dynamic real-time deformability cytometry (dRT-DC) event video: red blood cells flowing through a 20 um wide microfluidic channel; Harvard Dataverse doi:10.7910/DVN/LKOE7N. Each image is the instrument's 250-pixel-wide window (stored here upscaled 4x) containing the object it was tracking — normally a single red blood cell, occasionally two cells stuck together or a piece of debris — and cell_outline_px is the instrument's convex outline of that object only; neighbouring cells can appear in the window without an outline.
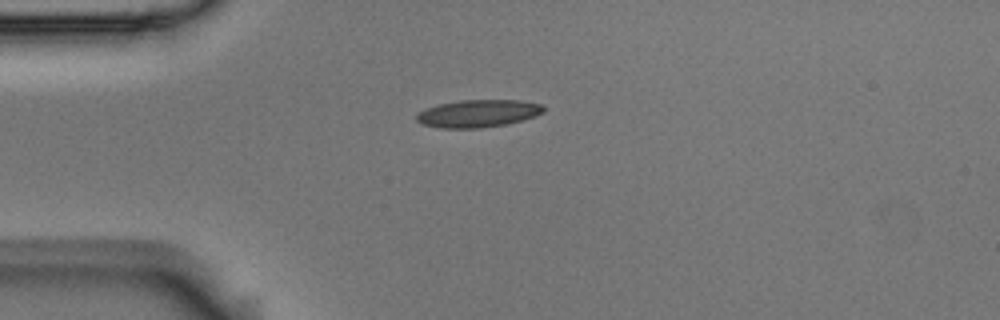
{"species": "Egyptian fruit bat (a non-hibernating species)", "species_latin": "Rousettus aegyptiacus", "temperature_condition": "room temperature", "stored_images_in_passage": 41, "camera_frame_rate_fps": 3000, "um_per_image_px": 0.085, "animal": {"sex": "male"}, "frame": {"image": 1, "passage_image": 1, "time_ms": 0.0, "image_size_px": [1000, 320], "cell_outline_px": [[544, 112], [520, 120], [504, 124], [480, 128], [440, 128], [424, 124], [416, 120], [416, 116], [420, 112], [428, 108], [440, 104], [460, 100], [520, 100], [540, 104], [544, 108]], "centroid_in_image_um": [40.62, 9.64], "position_along_channel_um": 44.4, "area_um2": 19.94}}
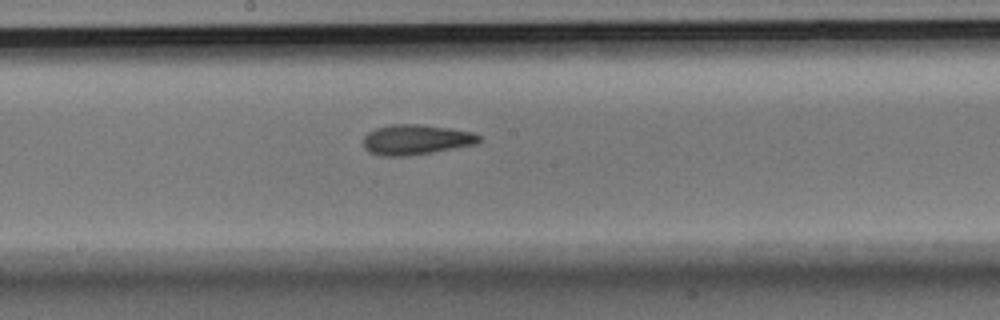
{"frame": {"image": 2, "passage_image": 16, "time_ms": 5.0, "image_size_px": [1000, 320], "cell_outline_px": [[480, 140], [476, 144], [432, 152], [404, 156], [380, 156], [368, 152], [364, 148], [364, 136], [368, 132], [376, 128], [392, 124], [416, 124], [452, 128], [472, 132], [480, 136]], "centroid_in_image_um": [35.33, 11.87], "position_along_channel_um": 212.9, "area_um2": 20.29}}
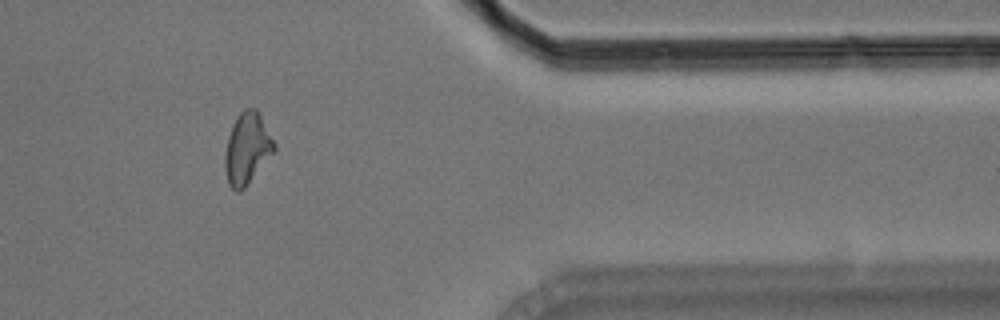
{"frame": {"image": 3, "passage_image": 32, "time_ms": 10.333, "image_size_px": [1000, 320], "cell_outline_px": [[276, 148], [244, 188], [240, 192], [236, 192], [228, 184], [224, 168], [224, 156], [228, 136], [232, 124], [236, 116], [244, 108], [256, 108], [276, 144]], "centroid_in_image_um": [20.97, 12.61], "position_along_channel_um": 390.4, "area_um2": 20.35}, "authors_computed_cell_mechanics": {"area_um2": 19.7098, "velocity_mm_per_s": 3.7259, "shape_relaxation_time_tau1_ms": null, "shape_relaxation_time_tau2_ms": 4.0787, "deformation_change_tau1": null, "deformation_change_tau2": 0.1198}}